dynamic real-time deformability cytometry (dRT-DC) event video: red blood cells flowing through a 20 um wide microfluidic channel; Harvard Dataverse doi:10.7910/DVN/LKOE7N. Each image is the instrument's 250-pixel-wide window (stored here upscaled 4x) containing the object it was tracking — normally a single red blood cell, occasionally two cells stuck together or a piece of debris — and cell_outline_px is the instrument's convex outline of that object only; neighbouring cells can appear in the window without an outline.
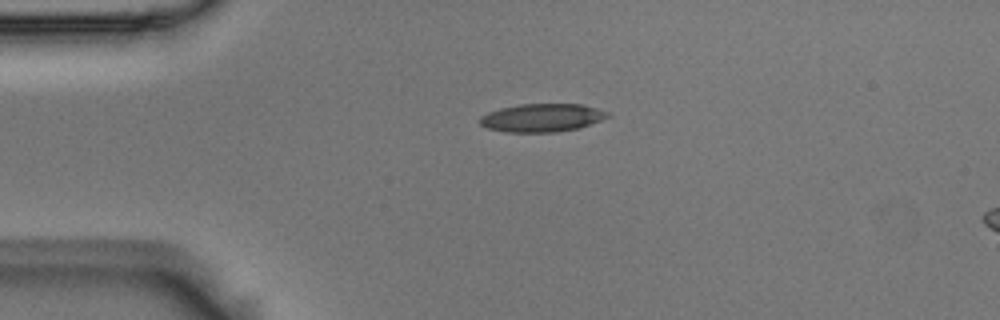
{"species": "Egyptian fruit bat (a non-hibernating species)", "species_latin": "Rousettus aegyptiacus", "temperature_condition": "room temperature", "stored_images_in_passage": 2, "camera_frame_rate_fps": 3000, "um_per_image_px": 0.085, "animal": {"sex": "male"}, "frame": {"image": 1, "passage_image": 1, "time_ms": 0.0, "image_size_px": [1000, 320], "cell_outline_px": [[612, 116], [580, 128], [556, 132], [504, 132], [488, 128], [480, 124], [480, 116], [488, 112], [500, 108], [520, 104], [584, 104], [612, 112]], "centroid_in_image_um": [46.13, 10.0], "position_along_channel_um": 38.9, "area_um2": 21.27}}